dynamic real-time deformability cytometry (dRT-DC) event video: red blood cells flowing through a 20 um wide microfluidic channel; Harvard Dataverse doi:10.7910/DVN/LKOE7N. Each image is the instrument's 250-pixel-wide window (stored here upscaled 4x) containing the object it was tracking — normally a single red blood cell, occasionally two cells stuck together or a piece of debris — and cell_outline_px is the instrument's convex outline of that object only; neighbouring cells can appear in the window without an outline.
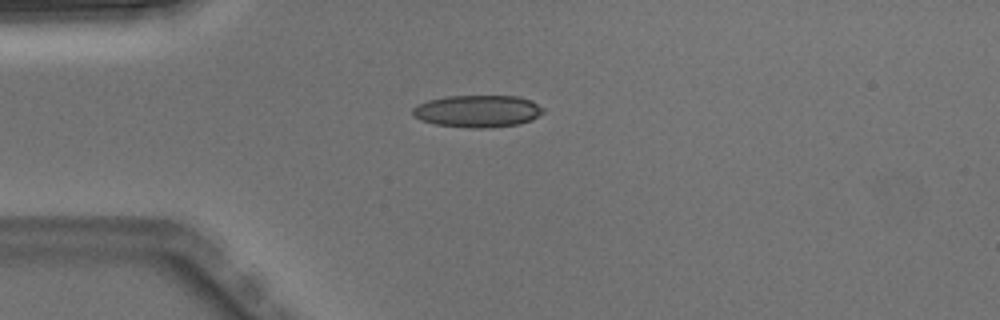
{"species": "Egyptian fruit bat (a non-hibernating species)", "species_latin": "Rousettus aegyptiacus", "temperature_condition": "warm", "stored_images_in_passage": 2, "camera_frame_rate_fps": 3000, "um_per_image_px": 0.085, "animal": {"sex": "male"}, "frame": {"image": 1, "passage_image": 1, "time_ms": 0.0, "image_size_px": [1000, 320], "cell_outline_px": [[544, 112], [532, 120], [520, 124], [488, 128], [472, 128], [436, 124], [420, 120], [412, 116], [412, 108], [428, 100], [448, 96], [520, 96], [532, 100], [544, 108]], "centroid_in_image_um": [40.63, 9.45], "position_along_channel_um": 44.4, "area_um2": 24.62}}